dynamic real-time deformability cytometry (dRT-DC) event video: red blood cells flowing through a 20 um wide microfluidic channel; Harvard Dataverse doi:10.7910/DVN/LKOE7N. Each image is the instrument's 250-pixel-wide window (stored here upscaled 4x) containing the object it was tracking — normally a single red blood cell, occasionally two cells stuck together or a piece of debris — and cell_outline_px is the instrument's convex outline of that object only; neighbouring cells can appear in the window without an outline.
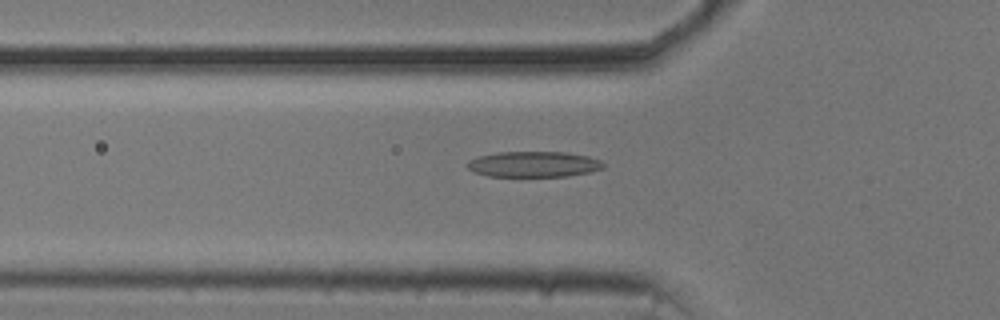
{"species": "common noctule bat (a hibernating species)", "species_latin": "Nyctalus noctula", "temperature_condition": "cold", "stored_images_in_passage": 54, "camera_frame_rate_fps": 3000, "um_per_image_px": 0.085, "animal": {"sex": "male", "body_mass_g": 20.5, "forearm_length_mm": 52.5}, "frame": {"image": 1, "passage_image": 18, "time_ms": 5.667, "image_size_px": [1000, 320], "cell_outline_px": [[604, 168], [588, 172], [568, 176], [488, 176], [472, 172], [464, 164], [468, 160], [476, 156], [496, 152], [568, 152], [588, 156], [600, 160], [604, 164]], "centroid_in_image_um": [45.3, 13.95], "position_along_channel_um": 80.5, "area_um2": 20.58}}
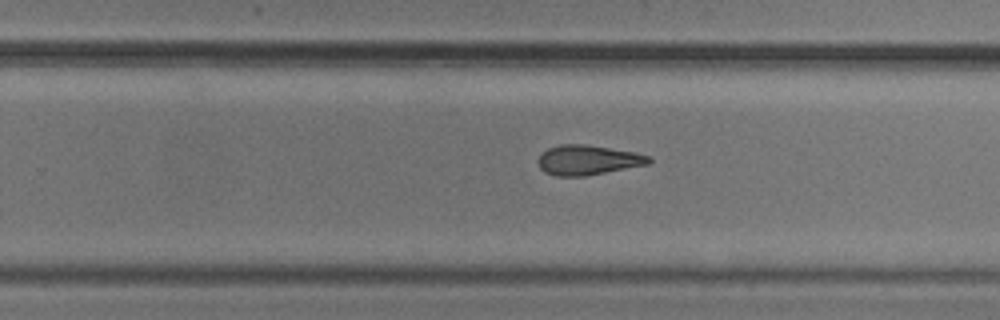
{"frame": {"image": 2, "passage_image": 34, "time_ms": 11.0, "image_size_px": [1000, 320], "cell_outline_px": [[652, 160], [648, 164], [584, 176], [556, 176], [544, 172], [540, 168], [536, 160], [548, 148], [560, 144], [588, 144], [636, 152], [652, 156]], "centroid_in_image_um": [49.97, 13.59], "position_along_channel_um": 279.8, "area_um2": 19.36}}
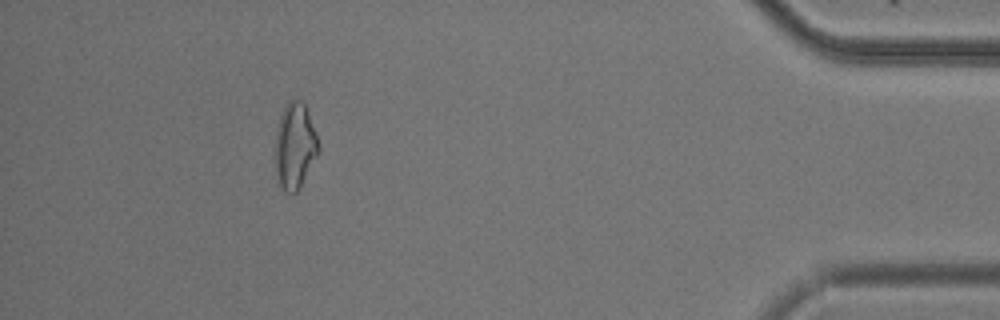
{"frame": {"image": 3, "passage_image": 49, "time_ms": 16.0, "image_size_px": [1000, 320], "cell_outline_px": [[320, 152], [300, 188], [296, 192], [284, 192], [276, 184], [276, 128], [284, 104], [288, 100], [300, 100], [304, 104], [316, 132], [320, 148]], "centroid_in_image_um": [25.06, 12.44], "position_along_channel_um": 410.1, "area_um2": 22.02}, "authors_computed_cell_mechanics": {"area_um2": 20.7213, "velocity_mm_per_s": 3.712, "shape_relaxation_time_tau1_ms": null, "shape_relaxation_time_tau2_ms": 4.9047, "deformation_change_tau1": null, "deformation_change_tau2": 0.1511}}